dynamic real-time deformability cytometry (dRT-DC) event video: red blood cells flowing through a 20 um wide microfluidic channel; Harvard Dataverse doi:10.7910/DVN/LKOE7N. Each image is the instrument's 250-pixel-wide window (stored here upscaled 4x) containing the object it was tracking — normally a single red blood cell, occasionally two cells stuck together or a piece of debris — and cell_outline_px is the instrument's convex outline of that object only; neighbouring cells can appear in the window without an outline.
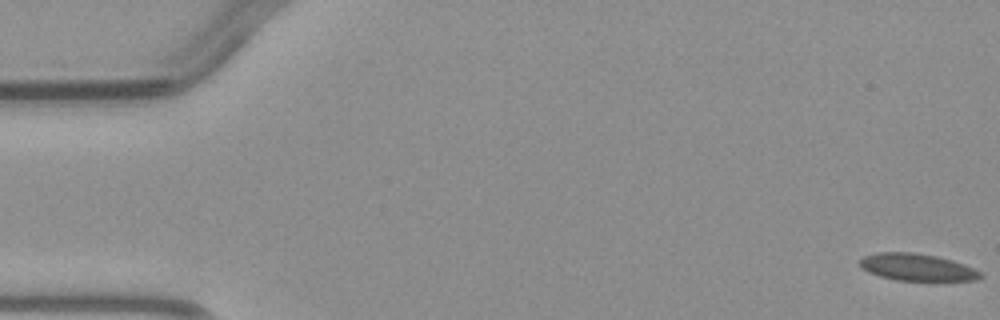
{"species": "common noctule bat (a hibernating species)", "species_latin": "Nyctalus noctula", "temperature_condition": "warm", "stored_images_in_passage": 4, "camera_frame_rate_fps": 3000, "um_per_image_px": 0.085, "animal": {"sex": "male", "body_mass_g": 23.1, "forearm_length_mm": 52.7}, "frame": {"image": 1, "passage_image": 1, "time_ms": 0.0, "image_size_px": [1000, 320], "cell_outline_px": [[984, 276], [976, 280], [936, 284], [928, 284], [896, 280], [880, 276], [868, 272], [860, 264], [860, 260], [864, 256], [876, 252], [912, 252], [936, 256], [952, 260], [964, 264], [984, 272]], "centroid_in_image_um": [78.08, 22.78], "position_along_channel_um": 6.9, "area_um2": 20.23}}
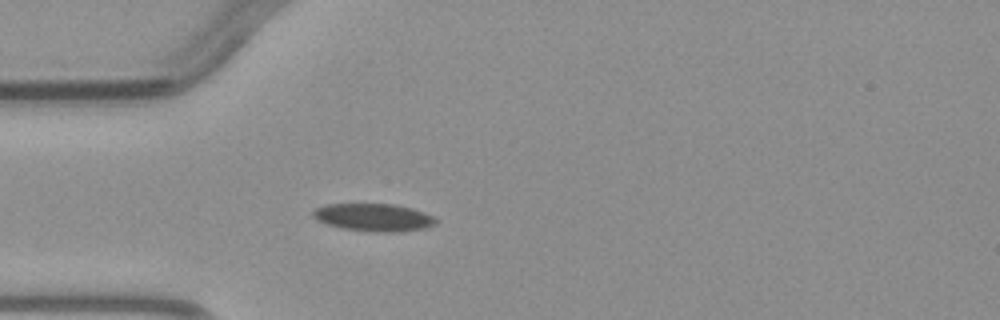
{"frame": {"image": 2, "passage_image": 4, "time_ms": 4.333, "image_size_px": [1000, 320], "cell_outline_px": [[436, 224], [424, 228], [400, 232], [376, 232], [344, 228], [328, 224], [316, 220], [312, 216], [312, 212], [316, 208], [328, 204], [396, 204], [412, 208], [424, 212], [432, 216], [436, 220]], "centroid_in_image_um": [31.77, 18.47], "position_along_channel_um": 53.2, "area_um2": 19.71}}